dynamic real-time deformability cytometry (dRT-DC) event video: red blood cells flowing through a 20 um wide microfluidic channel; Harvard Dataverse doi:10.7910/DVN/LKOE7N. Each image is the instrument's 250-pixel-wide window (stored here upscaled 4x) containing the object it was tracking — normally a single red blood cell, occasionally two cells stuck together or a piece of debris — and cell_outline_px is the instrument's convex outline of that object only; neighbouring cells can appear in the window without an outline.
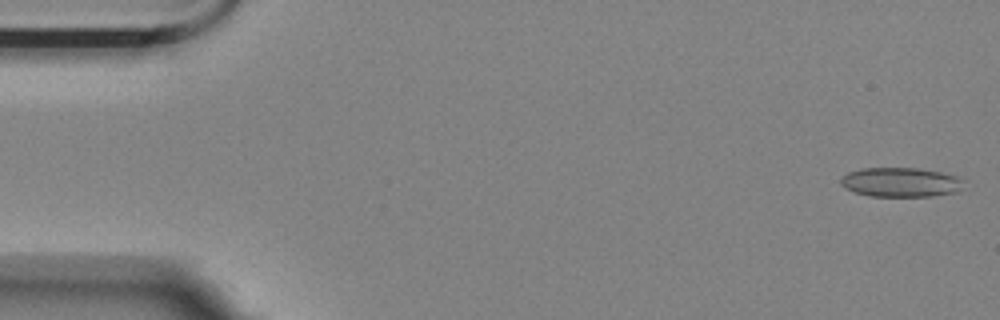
{"species": "Egyptian fruit bat (a non-hibernating species)", "species_latin": "Rousettus aegyptiacus", "temperature_condition": "room temperature", "stored_images_in_passage": 4, "camera_frame_rate_fps": 3000, "um_per_image_px": 0.085, "animal": {"sex": "female"}, "frame": {"image": 1, "passage_image": 1, "time_ms": 0.0, "image_size_px": [1000, 320], "cell_outline_px": [[964, 180], [960, 188], [956, 192], [932, 196], [872, 196], [856, 192], [840, 184], [840, 176], [848, 172], [860, 168], [916, 168], [940, 172], [956, 176]], "centroid_in_image_um": [76.53, 15.48], "position_along_channel_um": 8.5, "area_um2": 20.92}}